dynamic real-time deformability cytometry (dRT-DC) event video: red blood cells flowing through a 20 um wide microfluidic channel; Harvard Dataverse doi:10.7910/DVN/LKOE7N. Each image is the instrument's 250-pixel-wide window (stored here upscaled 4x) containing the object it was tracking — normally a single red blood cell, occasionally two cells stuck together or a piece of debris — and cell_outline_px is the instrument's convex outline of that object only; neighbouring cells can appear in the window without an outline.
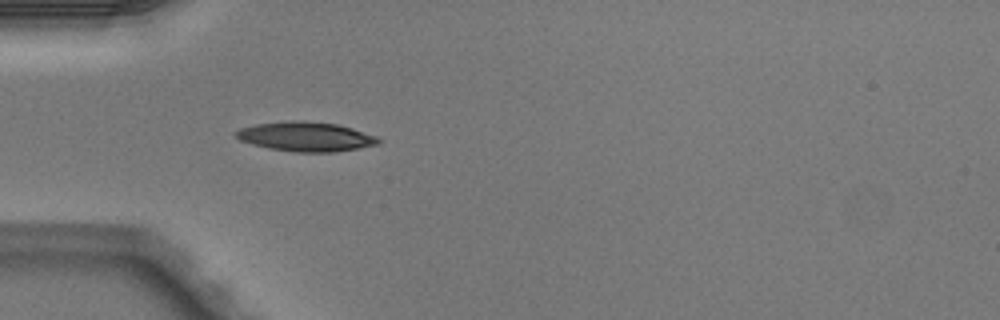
{"species": "Egyptian fruit bat (a non-hibernating species)", "species_latin": "Rousettus aegyptiacus", "temperature_condition": "warm", "stored_images_in_passage": 3, "camera_frame_rate_fps": 3000, "um_per_image_px": 0.085, "animal": {"sex": "male"}, "frame": {"image": 1, "passage_image": 3, "time_ms": 0.667, "image_size_px": [1000, 320], "cell_outline_px": [[384, 140], [380, 144], [360, 148], [332, 152], [296, 152], [268, 148], [252, 144], [240, 140], [236, 136], [236, 132], [240, 128], [256, 124], [292, 120], [304, 120], [336, 124], [352, 128], [376, 136]], "centroid_in_image_um": [26.04, 11.61], "position_along_channel_um": 59.0, "area_um2": 24.51}}